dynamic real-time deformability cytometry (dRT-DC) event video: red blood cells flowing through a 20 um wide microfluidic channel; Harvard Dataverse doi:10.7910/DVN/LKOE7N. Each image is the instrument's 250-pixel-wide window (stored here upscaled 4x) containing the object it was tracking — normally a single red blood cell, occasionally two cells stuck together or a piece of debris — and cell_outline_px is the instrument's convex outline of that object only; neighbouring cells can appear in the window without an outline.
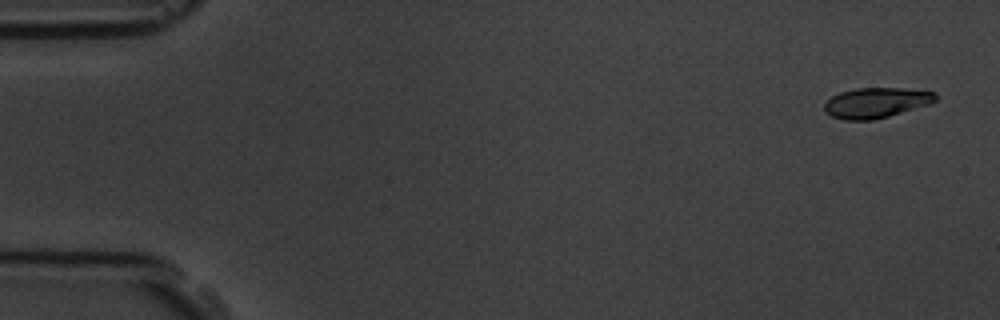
{"species": "common noctule bat (a hibernating species)", "species_latin": "Nyctalus noctula", "temperature_condition": "room temperature", "stored_images_in_passage": 5, "camera_frame_rate_fps": 3000, "um_per_image_px": 0.085, "animal": {"sex": "male", "body_mass_g": 19.5, "forearm_length_mm": 54.6}, "frame": {"image": 1, "passage_image": 1, "time_ms": 0.0, "image_size_px": [1000, 320], "cell_outline_px": [[936, 100], [928, 104], [888, 116], [872, 120], [844, 120], [832, 116], [824, 112], [824, 104], [832, 96], [840, 92], [856, 88], [900, 88], [936, 92]], "centroid_in_image_um": [74.43, 8.73], "position_along_channel_um": 10.6, "area_um2": 19.42}}